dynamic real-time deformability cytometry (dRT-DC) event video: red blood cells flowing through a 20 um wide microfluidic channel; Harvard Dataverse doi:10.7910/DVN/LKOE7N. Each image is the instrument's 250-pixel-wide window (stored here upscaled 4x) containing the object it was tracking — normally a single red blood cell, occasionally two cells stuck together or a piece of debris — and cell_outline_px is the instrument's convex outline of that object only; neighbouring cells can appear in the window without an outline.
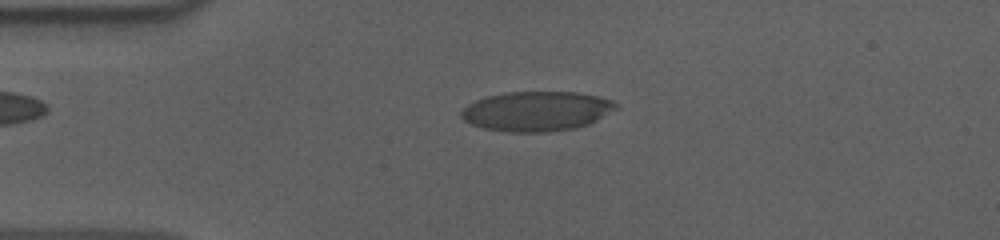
{"species": "human", "species_latin": "Homo sapiens", "temperature_condition": "cold", "stored_images_in_passage": 55, "camera_frame_rate_fps": 3000, "um_per_image_px": 0.085, "donor": {"sex": "male"}, "frame": {"image": 1, "passage_image": 12, "time_ms": 3.667, "image_size_px": [1000, 240], "cell_outline_px": [[620, 108], [588, 124], [576, 128], [544, 132], [508, 132], [484, 128], [472, 124], [464, 120], [460, 116], [460, 112], [468, 104], [476, 100], [488, 96], [508, 92], [576, 92], [600, 96], [612, 100]], "centroid_in_image_um": [45.64, 9.45], "position_along_channel_um": 39.4, "area_um2": 35.84}}
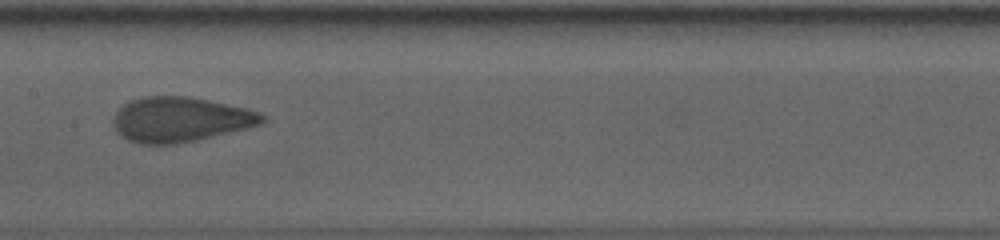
{"frame": {"image": 2, "passage_image": 27, "time_ms": 8.667, "image_size_px": [1000, 240], "cell_outline_px": [[268, 120], [264, 124], [248, 128], [196, 140], [176, 144], [140, 144], [128, 140], [120, 136], [112, 128], [112, 120], [116, 112], [124, 104], [132, 100], [144, 96], [188, 96], [248, 108], [260, 112], [268, 116]], "centroid_in_image_um": [15.35, 10.16], "position_along_channel_um": 192.0, "area_um2": 39.48}}
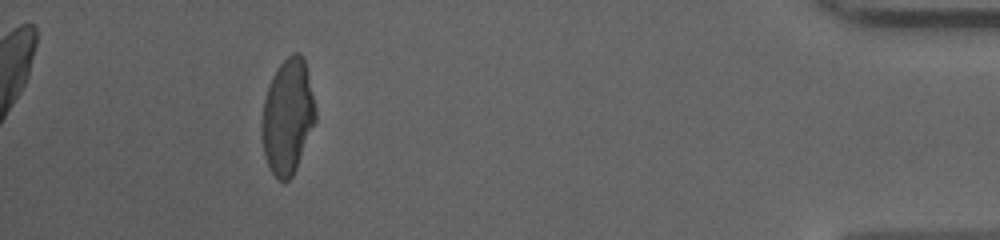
{"frame": {"image": 3, "passage_image": 50, "time_ms": 16.333, "image_size_px": [1000, 240], "cell_outline_px": [[316, 120], [296, 168], [292, 176], [288, 180], [280, 180], [272, 172], [264, 156], [260, 132], [260, 124], [264, 100], [272, 76], [276, 68], [292, 52], [300, 52], [304, 56], [316, 108]], "centroid_in_image_um": [24.44, 9.87], "position_along_channel_um": 410.8, "area_um2": 36.13}, "authors_computed_cell_mechanics": {"area_um2": 37.7434, "velocity_mm_per_s": 3.6341, "shape_relaxation_time_tau1_ms": 8.62, "shape_relaxation_time_tau2_ms": null, "deformation_change_tau1": 0.2592, "deformation_change_tau2": null}}